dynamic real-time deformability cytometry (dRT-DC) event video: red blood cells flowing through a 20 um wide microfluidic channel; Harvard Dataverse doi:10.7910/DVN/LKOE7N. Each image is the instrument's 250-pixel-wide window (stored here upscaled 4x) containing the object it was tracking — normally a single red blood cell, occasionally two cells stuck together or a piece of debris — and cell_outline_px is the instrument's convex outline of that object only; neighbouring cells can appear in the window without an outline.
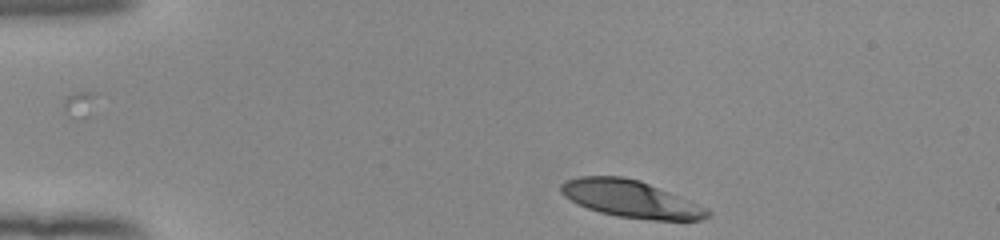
{"species": "human", "species_latin": "Homo sapiens", "temperature_condition": "room temperature", "stored_images_in_passage": 37, "camera_frame_rate_fps": 3000, "um_per_image_px": 0.085, "donor": {"sex": "female"}, "frame": {"image": 1, "passage_image": 1, "time_ms": 0.0, "image_size_px": [1000, 240], "cell_outline_px": [[712, 212], [708, 216], [700, 220], [652, 220], [616, 216], [600, 212], [588, 208], [564, 196], [560, 192], [560, 184], [564, 180], [580, 176], [624, 176], [640, 180], [708, 208]], "centroid_in_image_um": [53.6, 16.9], "position_along_channel_um": 31.4, "area_um2": 31.62}}
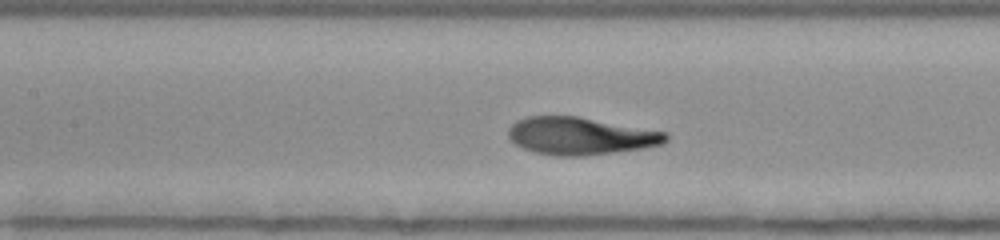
{"frame": {"image": 2, "passage_image": 16, "time_ms": 5.0, "image_size_px": [1000, 240], "cell_outline_px": [[668, 140], [664, 144], [644, 148], [584, 156], [556, 156], [536, 152], [524, 148], [516, 144], [508, 136], [508, 128], [516, 120], [528, 116], [576, 116], [668, 132]], "centroid_in_image_um": [49.36, 11.55], "position_along_channel_um": 158.0, "area_um2": 34.39}}
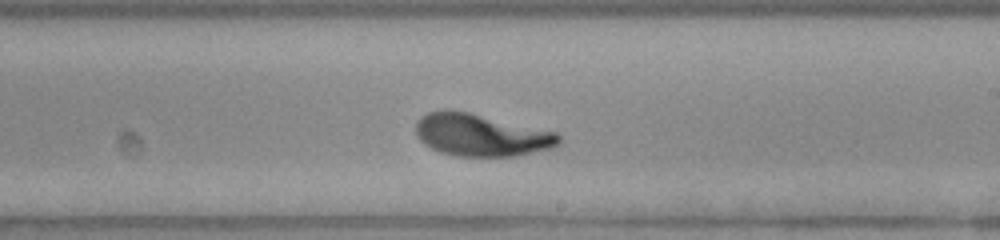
{"frame": {"image": 3, "passage_image": 23, "time_ms": 7.333, "image_size_px": [1000, 240], "cell_outline_px": [[560, 144], [552, 148], [516, 156], [456, 156], [440, 152], [424, 144], [416, 136], [416, 120], [420, 116], [428, 112], [444, 108], [448, 108], [468, 112], [556, 132], [560, 136]], "centroid_in_image_um": [40.85, 11.47], "position_along_channel_um": 248.2, "area_um2": 35.43}, "authors_computed_cell_mechanics": {"area_um2": 34.391, "velocity_mm_per_s": 3.8928, "shape_relaxation_time_tau1_ms": 2.8942, "shape_relaxation_time_tau2_ms": null, "deformation_change_tau1": 0.1827, "deformation_change_tau2": null}}